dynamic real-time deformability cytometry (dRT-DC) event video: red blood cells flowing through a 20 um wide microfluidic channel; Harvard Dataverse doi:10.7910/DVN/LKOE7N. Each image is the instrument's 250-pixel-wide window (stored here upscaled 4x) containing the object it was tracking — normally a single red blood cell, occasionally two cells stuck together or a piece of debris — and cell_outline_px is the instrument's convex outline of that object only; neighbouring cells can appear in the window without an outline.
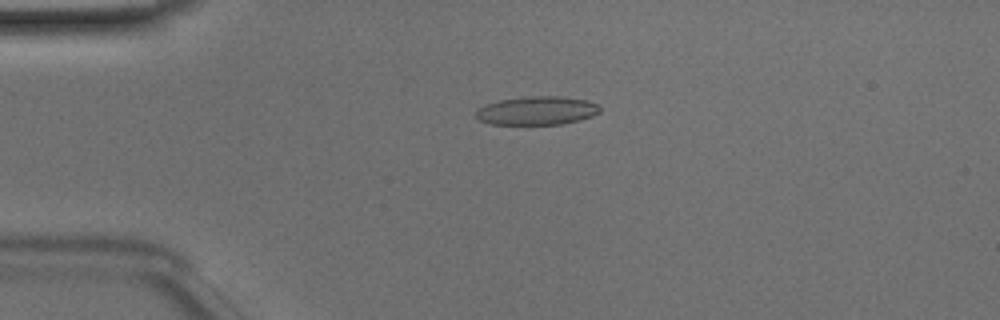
{"species": "Egyptian fruit bat (a non-hibernating species)", "species_latin": "Rousettus aegyptiacus", "temperature_condition": "room temperature", "stored_images_in_passage": 50, "camera_frame_rate_fps": 3000, "um_per_image_px": 0.085, "animal": {"sex": "male"}, "frame": {"image": 1, "passage_image": 12, "time_ms": 3.667, "image_size_px": [1000, 320], "cell_outline_px": [[600, 112], [592, 116], [580, 120], [560, 124], [492, 124], [480, 120], [476, 116], [476, 108], [500, 100], [528, 96], [560, 96], [588, 100], [596, 104], [600, 108]], "centroid_in_image_um": [45.65, 9.4], "position_along_channel_um": 39.3, "area_um2": 20.52}}
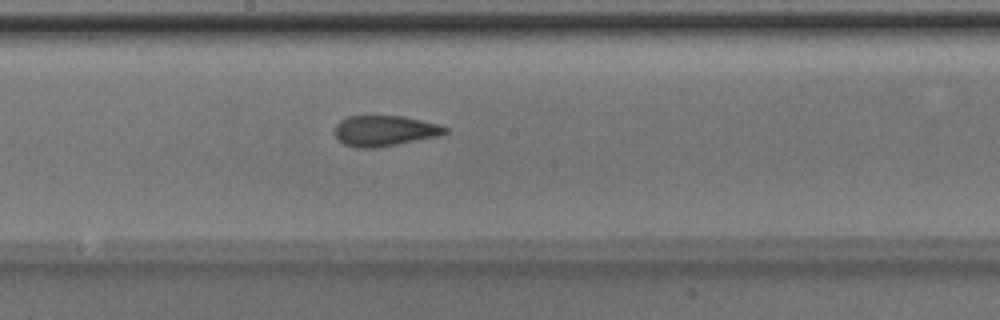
{"frame": {"image": 2, "passage_image": 27, "time_ms": 8.667, "image_size_px": [1000, 320], "cell_outline_px": [[448, 132], [440, 136], [376, 148], [356, 148], [344, 144], [336, 136], [336, 124], [340, 120], [348, 116], [404, 116], [440, 124], [448, 128]], "centroid_in_image_um": [32.73, 11.12], "position_along_channel_um": 215.5, "area_um2": 19.77}}
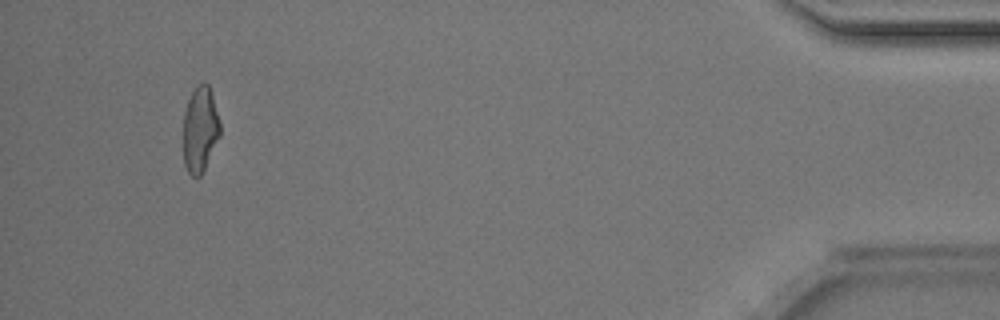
{"frame": {"image": 3, "passage_image": 47, "time_ms": 15.333, "image_size_px": [1000, 320], "cell_outline_px": [[220, 136], [200, 176], [196, 180], [188, 172], [184, 164], [184, 112], [188, 100], [192, 92], [200, 84], [208, 84], [212, 92], [220, 120]], "centroid_in_image_um": [17.02, 11.01], "position_along_channel_um": 418.2, "area_um2": 18.26}, "authors_computed_cell_mechanics": {"area_um2": 19.5075, "velocity_mm_per_s": 4.1151, "shape_relaxation_time_tau1_ms": 4.439, "shape_relaxation_time_tau2_ms": 1.1817, "deformation_change_tau1": 0.1743, "deformation_change_tau2": 0.0921}}